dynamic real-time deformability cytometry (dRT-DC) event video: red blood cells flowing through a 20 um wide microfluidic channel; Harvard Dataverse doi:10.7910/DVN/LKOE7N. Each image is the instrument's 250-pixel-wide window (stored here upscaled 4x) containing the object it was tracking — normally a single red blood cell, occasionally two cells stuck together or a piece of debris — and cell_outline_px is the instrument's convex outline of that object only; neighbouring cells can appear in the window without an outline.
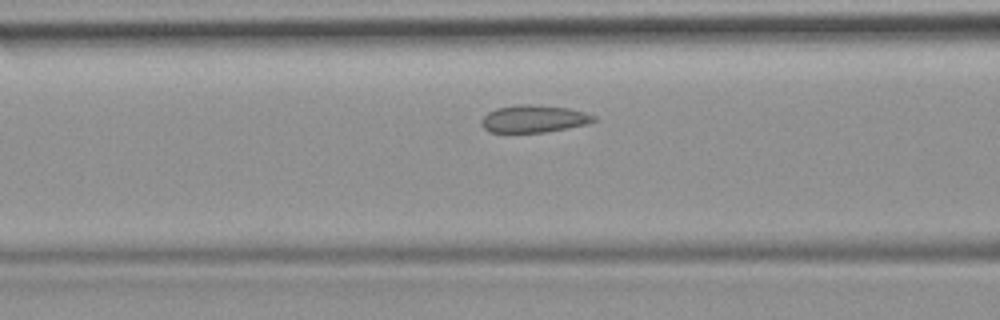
{"species": "common noctule bat (a hibernating species)", "species_latin": "Nyctalus noctula", "temperature_condition": "room temperature", "stored_images_in_passage": 34, "camera_frame_rate_fps": 3000, "um_per_image_px": 0.085, "animal": {"sex": "female", "body_mass_g": 19.9}, "frame": {"image": 1, "passage_image": 12, "time_ms": 3.667, "image_size_px": [1000, 320], "cell_outline_px": [[596, 120], [588, 124], [544, 132], [488, 132], [480, 124], [480, 120], [488, 112], [496, 108], [516, 104], [532, 104], [568, 108], [584, 112], [596, 116]], "centroid_in_image_um": [45.35, 10.09], "position_along_channel_um": 121.3, "area_um2": 17.98}}
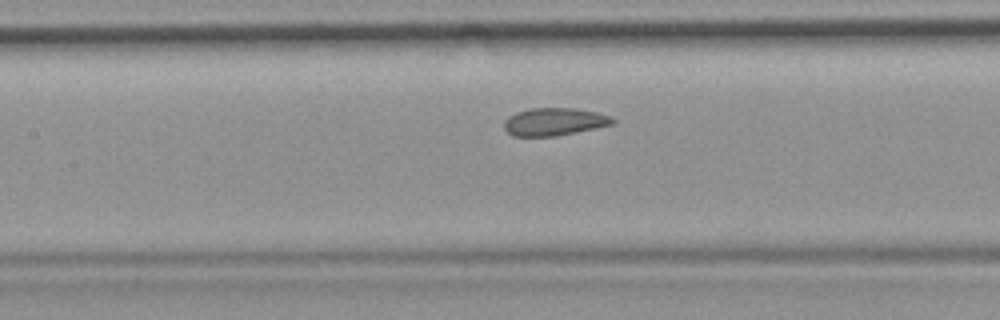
{"frame": {"image": 2, "passage_image": 15, "time_ms": 4.667, "image_size_px": [1000, 320], "cell_outline_px": [[616, 124], [556, 136], [512, 136], [504, 128], [504, 120], [508, 116], [516, 112], [532, 108], [576, 108], [596, 112], [612, 116], [616, 120]], "centroid_in_image_um": [47.14, 10.34], "position_along_channel_um": 160.3, "area_um2": 17.69}}
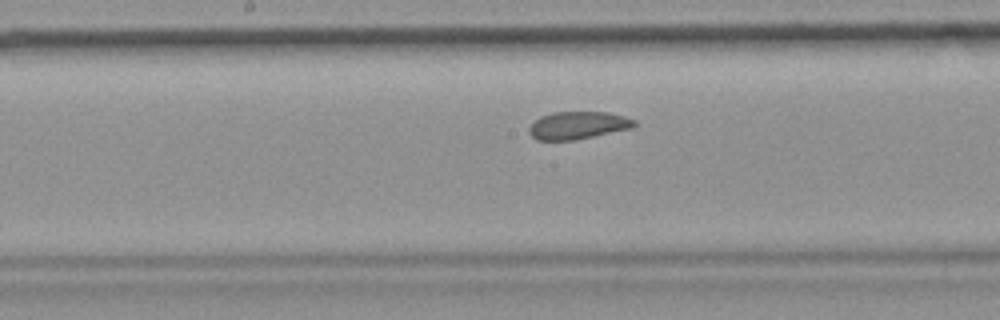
{"frame": {"image": 3, "passage_image": 18, "time_ms": 5.667, "image_size_px": [1000, 320], "cell_outline_px": [[640, 124], [632, 128], [576, 140], [536, 140], [528, 132], [528, 128], [540, 116], [552, 112], [608, 112], [624, 116], [636, 120]], "centroid_in_image_um": [49.15, 10.65], "position_along_channel_um": 199.0, "area_um2": 17.11}}